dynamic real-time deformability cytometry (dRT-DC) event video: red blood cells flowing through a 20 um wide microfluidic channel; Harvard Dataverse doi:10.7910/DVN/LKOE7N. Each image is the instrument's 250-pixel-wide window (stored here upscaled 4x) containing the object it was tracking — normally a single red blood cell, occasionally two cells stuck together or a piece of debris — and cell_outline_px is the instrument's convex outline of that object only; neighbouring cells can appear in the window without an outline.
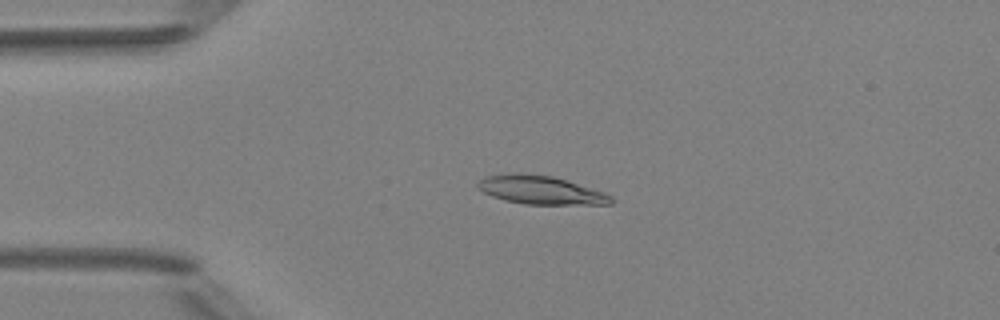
{"species": "Egyptian fruit bat (a non-hibernating species)", "species_latin": "Rousettus aegyptiacus", "temperature_condition": "room temperature", "stored_images_in_passage": 5, "camera_frame_rate_fps": 3000, "um_per_image_px": 0.085, "animal": {"sex": "female"}, "frame": {"image": 1, "passage_image": 4, "time_ms": 3.667, "image_size_px": [1000, 320], "cell_outline_px": [[612, 204], [524, 204], [504, 200], [492, 196], [476, 188], [476, 184], [484, 176], [516, 172], [524, 172], [552, 176], [604, 192], [612, 196]], "centroid_in_image_um": [45.9, 16.14], "position_along_channel_um": 39.1, "area_um2": 22.14}}